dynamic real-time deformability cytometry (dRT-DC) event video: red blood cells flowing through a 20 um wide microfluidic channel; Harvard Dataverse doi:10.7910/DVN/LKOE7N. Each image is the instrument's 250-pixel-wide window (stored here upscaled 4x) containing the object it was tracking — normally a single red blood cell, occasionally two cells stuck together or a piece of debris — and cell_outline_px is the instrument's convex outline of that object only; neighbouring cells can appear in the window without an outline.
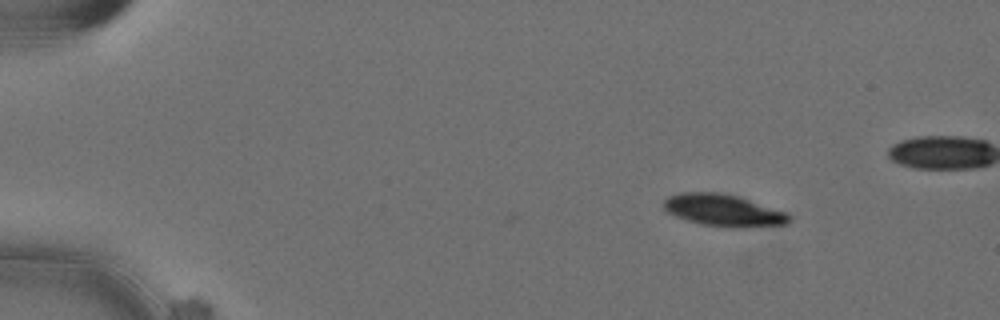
{"species": "Egyptian fruit bat (a non-hibernating species)", "species_latin": "Rousettus aegyptiacus", "temperature_condition": "cold", "stored_images_in_passage": 5, "camera_frame_rate_fps": 3000, "um_per_image_px": 0.085, "animal": {"sex": "female"}, "frame": {"image": 1, "passage_image": 1, "time_ms": 0.0, "image_size_px": [1000, 320], "cell_outline_px": [[792, 220], [788, 224], [744, 228], [732, 228], [704, 224], [688, 220], [676, 216], [668, 212], [664, 208], [664, 200], [668, 196], [680, 192], [720, 192], [736, 196], [788, 212], [792, 216]], "centroid_in_image_um": [61.55, 17.88], "position_along_channel_um": 23.5, "area_um2": 23.47}}